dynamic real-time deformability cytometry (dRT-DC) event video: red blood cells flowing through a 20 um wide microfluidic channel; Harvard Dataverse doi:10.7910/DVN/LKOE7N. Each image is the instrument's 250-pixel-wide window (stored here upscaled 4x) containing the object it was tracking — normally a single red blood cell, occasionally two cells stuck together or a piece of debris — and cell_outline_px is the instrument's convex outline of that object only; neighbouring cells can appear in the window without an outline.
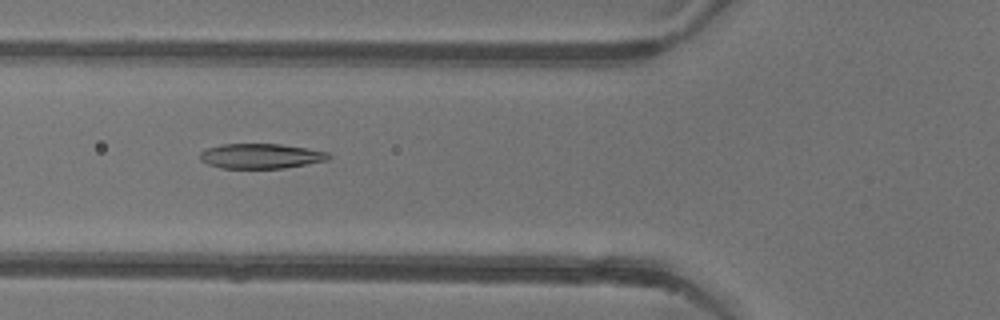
{"species": "common noctule bat (a hibernating species)", "species_latin": "Nyctalus noctula", "temperature_condition": "warm", "stored_images_in_passage": 50, "camera_frame_rate_fps": 3000, "um_per_image_px": 0.085, "animal": {"sex": "female"}, "frame": {"image": 1, "passage_image": 17, "time_ms": 5.333, "image_size_px": [1000, 320], "cell_outline_px": [[332, 156], [328, 160], [284, 168], [220, 168], [208, 164], [200, 160], [200, 152], [208, 148], [220, 144], [280, 144], [328, 152]], "centroid_in_image_um": [22.16, 13.26], "position_along_channel_um": 103.6, "area_um2": 18.61}}
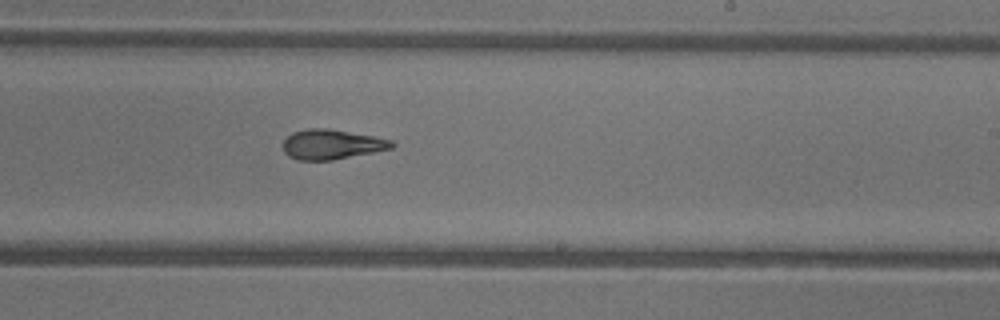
{"frame": {"image": 2, "passage_image": 29, "time_ms": 9.333, "image_size_px": [1000, 320], "cell_outline_px": [[396, 144], [392, 148], [332, 160], [300, 160], [288, 156], [284, 152], [284, 140], [292, 132], [308, 128], [328, 128], [372, 136], [392, 140]], "centroid_in_image_um": [28.18, 12.27], "position_along_channel_um": 260.8, "area_um2": 18.73}}
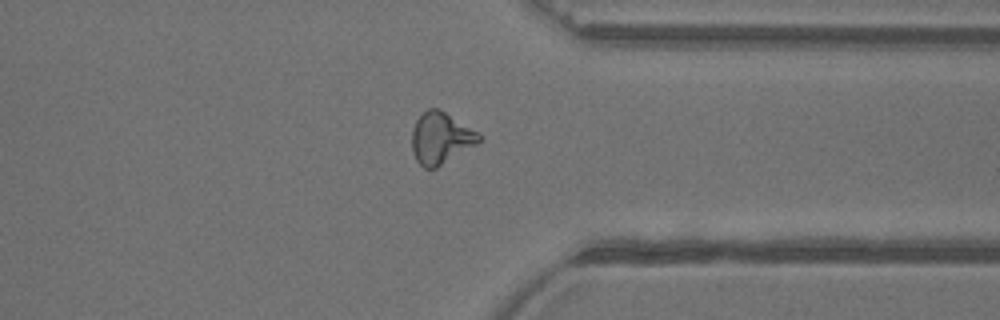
{"frame": {"image": 3, "passage_image": 38, "time_ms": 12.333, "image_size_px": [1000, 320], "cell_outline_px": [[480, 140], [476, 144], [436, 168], [424, 168], [416, 160], [412, 152], [412, 128], [416, 120], [428, 108], [440, 108], [480, 132]], "centroid_in_image_um": [37.46, 11.71], "position_along_channel_um": 373.9, "area_um2": 20.23}, "authors_computed_cell_mechanics": {"area_um2": 19.8543, "velocity_mm_per_s": 3.9214, "shape_relaxation_time_tau1_ms": 9.3631, "shape_relaxation_time_tau2_ms": 2.9612, "deformation_change_tau1": 0.2352, "deformation_change_tau2": 0.0964}}